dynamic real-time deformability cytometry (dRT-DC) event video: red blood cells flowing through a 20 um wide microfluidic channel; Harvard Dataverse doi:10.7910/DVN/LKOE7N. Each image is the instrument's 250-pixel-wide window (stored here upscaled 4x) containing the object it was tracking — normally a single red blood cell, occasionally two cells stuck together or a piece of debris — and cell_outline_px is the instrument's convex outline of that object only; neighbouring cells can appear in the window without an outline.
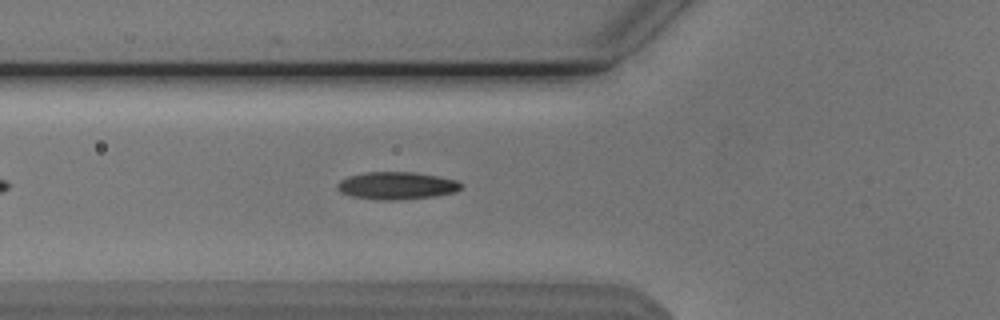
{"species": "Egyptian fruit bat (a non-hibernating species)", "species_latin": "Rousettus aegyptiacus", "temperature_condition": "cold", "stored_images_in_passage": 41, "camera_frame_rate_fps": 3000, "um_per_image_px": 0.085, "animal": {"sex": "male"}, "frame": {"image": 1, "passage_image": 8, "time_ms": 2.333, "image_size_px": [1000, 320], "cell_outline_px": [[464, 184], [456, 192], [432, 196], [396, 200], [376, 200], [352, 196], [340, 192], [336, 188], [336, 184], [340, 180], [348, 176], [364, 172], [412, 172], [440, 176], [456, 180]], "centroid_in_image_um": [33.69, 15.77], "position_along_channel_um": 92.1, "area_um2": 19.94}}
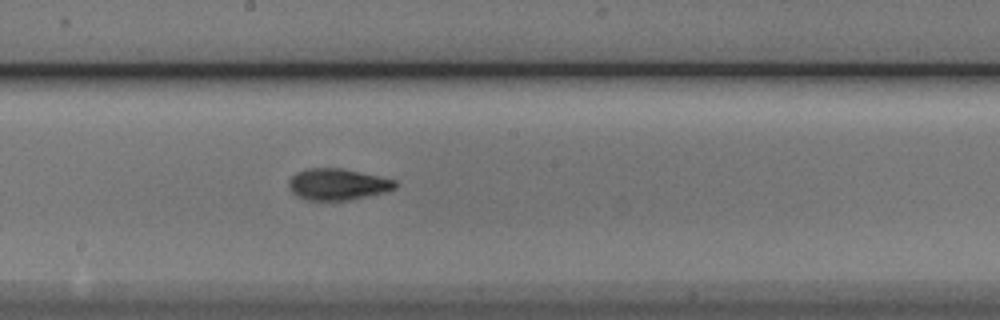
{"frame": {"image": 2, "passage_image": 18, "time_ms": 5.667, "image_size_px": [1000, 320], "cell_outline_px": [[396, 188], [384, 192], [368, 196], [348, 200], [308, 200], [296, 196], [288, 188], [288, 180], [296, 172], [308, 168], [340, 168], [360, 172], [396, 180]], "centroid_in_image_um": [28.66, 15.67], "position_along_channel_um": 219.5, "area_um2": 19.48}}
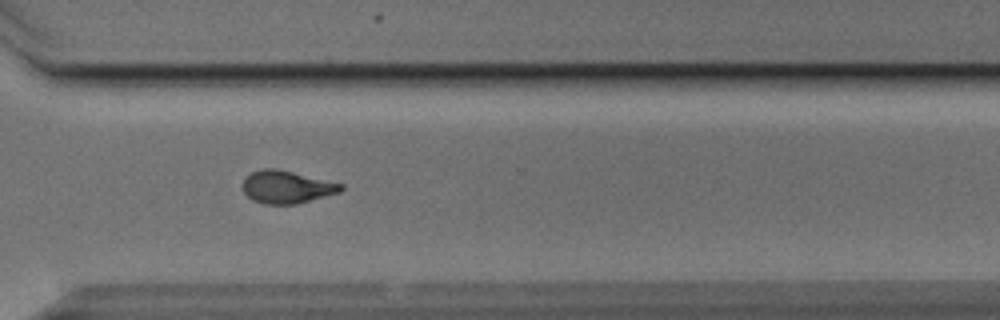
{"frame": {"image": 3, "passage_image": 28, "time_ms": 9.0, "image_size_px": [1000, 320], "cell_outline_px": [[344, 188], [340, 192], [296, 204], [264, 204], [252, 200], [244, 192], [240, 184], [252, 172], [260, 168], [276, 168], [344, 184]], "centroid_in_image_um": [24.35, 15.89], "position_along_channel_um": 346.3, "area_um2": 18.73}, "authors_computed_cell_mechanics": {"area_um2": 18.9006, "velocity_mm_per_s": 3.8171, "shape_relaxation_time_tau1_ms": 2.8363, "shape_relaxation_time_tau2_ms": 2.8587, "deformation_change_tau1": 0.1484, "deformation_change_tau2": 0.0874}}